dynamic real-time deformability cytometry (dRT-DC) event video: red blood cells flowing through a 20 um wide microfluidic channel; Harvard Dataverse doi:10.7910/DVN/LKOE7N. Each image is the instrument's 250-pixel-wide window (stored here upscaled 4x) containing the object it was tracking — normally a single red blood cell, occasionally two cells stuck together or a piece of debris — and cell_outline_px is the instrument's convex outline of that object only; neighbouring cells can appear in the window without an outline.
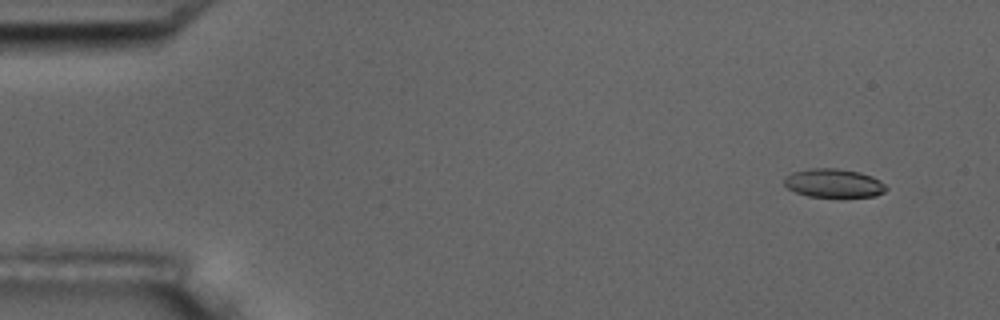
{"species": "common noctule bat (a hibernating species)", "species_latin": "Nyctalus noctula", "temperature_condition": "room temperature", "stored_images_in_passage": 11, "camera_frame_rate_fps": 3000, "um_per_image_px": 0.085, "animal": {"sex": "male", "body_mass_g": 17.5, "forearm_length_mm": 52.3}, "frame": {"image": 1, "passage_image": 2, "time_ms": 1.0, "image_size_px": [1000, 320], "cell_outline_px": [[888, 188], [884, 192], [876, 196], [844, 200], [808, 196], [796, 192], [788, 188], [784, 184], [784, 176], [792, 172], [812, 168], [836, 168], [860, 172], [872, 176], [880, 180]], "centroid_in_image_um": [70.9, 15.62], "position_along_channel_um": 14.1, "area_um2": 17.92}}
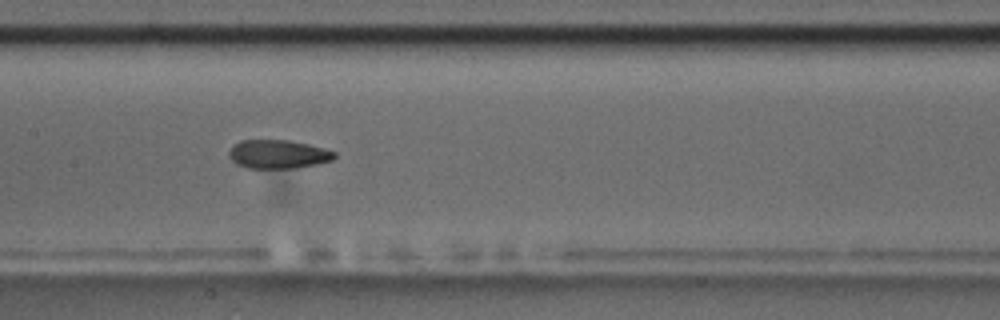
{"frame": {"image": 2, "passage_image": 8, "time_ms": 8.667, "image_size_px": [1000, 320], "cell_outline_px": [[336, 156], [332, 160], [316, 164], [292, 168], [248, 168], [236, 164], [228, 156], [228, 152], [232, 144], [240, 140], [292, 140], [324, 148], [336, 152]], "centroid_in_image_um": [23.6, 13.09], "position_along_channel_um": 183.8, "area_um2": 17.74}}
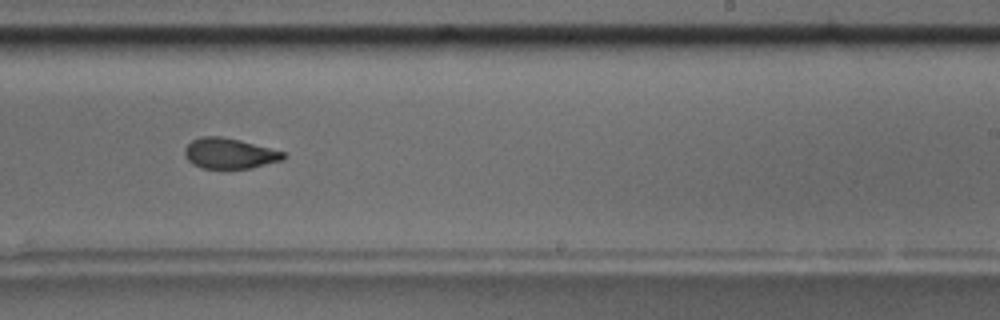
{"frame": {"image": 3, "passage_image": 10, "time_ms": 11.0, "image_size_px": [1000, 320], "cell_outline_px": [[284, 160], [252, 168], [200, 168], [192, 164], [184, 156], [184, 148], [192, 140], [200, 136], [220, 136], [240, 140], [284, 152]], "centroid_in_image_um": [19.47, 13.04], "position_along_channel_um": 269.5, "area_um2": 17.57}}